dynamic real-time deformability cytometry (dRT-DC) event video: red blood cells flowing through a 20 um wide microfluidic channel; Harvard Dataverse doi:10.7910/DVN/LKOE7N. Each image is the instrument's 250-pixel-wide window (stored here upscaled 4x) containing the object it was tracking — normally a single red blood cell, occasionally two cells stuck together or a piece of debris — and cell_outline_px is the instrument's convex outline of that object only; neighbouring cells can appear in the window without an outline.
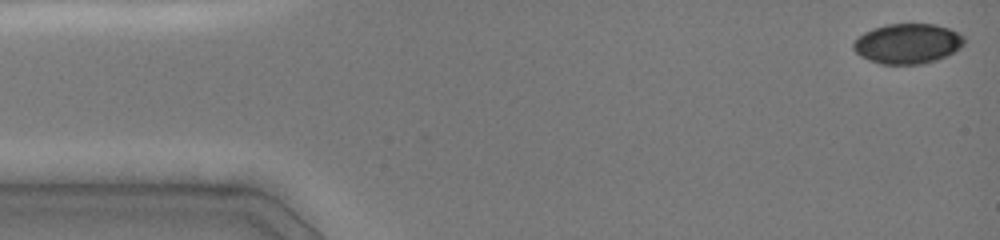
{"species": "common noctule bat (a hibernating species)", "species_latin": "Nyctalus noctula", "temperature_condition": "cold", "stored_images_in_passage": 9, "camera_frame_rate_fps": 3000, "um_per_image_px": 0.085, "animal": {"sex": "female", "body_mass_g": 19.0, "forearm_length_mm": 51.5}, "frame": {"image": 1, "passage_image": 1, "time_ms": 0.0, "image_size_px": [1000, 240], "cell_outline_px": [[964, 44], [960, 48], [936, 60], [924, 64], [880, 64], [868, 60], [860, 56], [852, 48], [852, 44], [864, 32], [872, 28], [888, 24], [936, 24], [948, 28], [964, 36]], "centroid_in_image_um": [77.12, 3.71], "position_along_channel_um": 7.9, "area_um2": 25.84}}
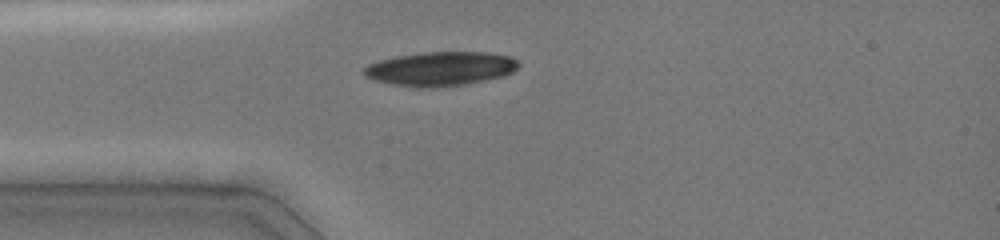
{"frame": {"image": 2, "passage_image": 8, "time_ms": 3.667, "image_size_px": [1000, 240], "cell_outline_px": [[520, 64], [512, 72], [504, 76], [464, 84], [436, 88], [416, 88], [392, 84], [376, 80], [364, 76], [360, 72], [368, 64], [380, 60], [396, 56], [420, 52], [488, 52], [512, 56]], "centroid_in_image_um": [37.42, 5.84], "position_along_channel_um": 47.6, "area_um2": 30.98}}